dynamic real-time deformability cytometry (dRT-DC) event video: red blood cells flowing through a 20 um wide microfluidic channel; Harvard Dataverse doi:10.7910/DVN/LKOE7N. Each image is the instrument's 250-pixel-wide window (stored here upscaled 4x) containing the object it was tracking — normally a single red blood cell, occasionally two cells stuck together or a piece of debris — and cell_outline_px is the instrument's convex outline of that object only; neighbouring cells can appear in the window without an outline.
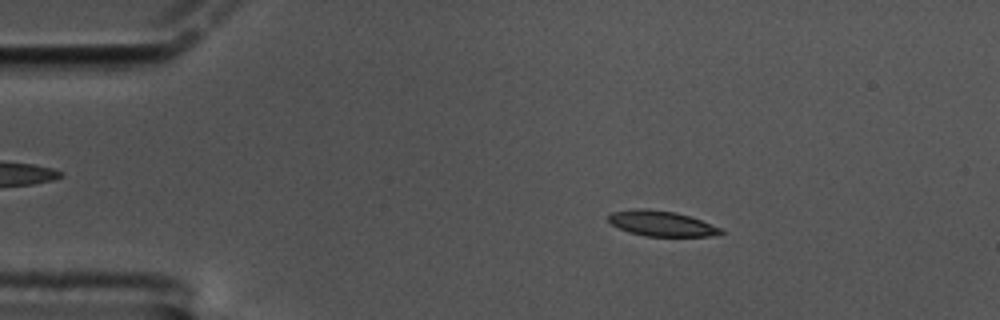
{"species": "common noctule bat (a hibernating species)", "species_latin": "Nyctalus noctula", "temperature_condition": "cold", "stored_images_in_passage": 61, "camera_frame_rate_fps": 3000, "um_per_image_px": 0.085, "animal": {"sex": "male", "body_mass_g": 17.5, "forearm_length_mm": 52.3}, "frame": {"image": 1, "passage_image": 11, "time_ms": 3.333, "image_size_px": [1000, 320], "cell_outline_px": [[724, 232], [712, 236], [644, 236], [628, 232], [612, 224], [608, 220], [608, 216], [612, 212], [640, 208], [644, 208], [676, 212], [724, 228]], "centroid_in_image_um": [56.25, 19.0], "position_along_channel_um": 28.8, "area_um2": 16.53}}
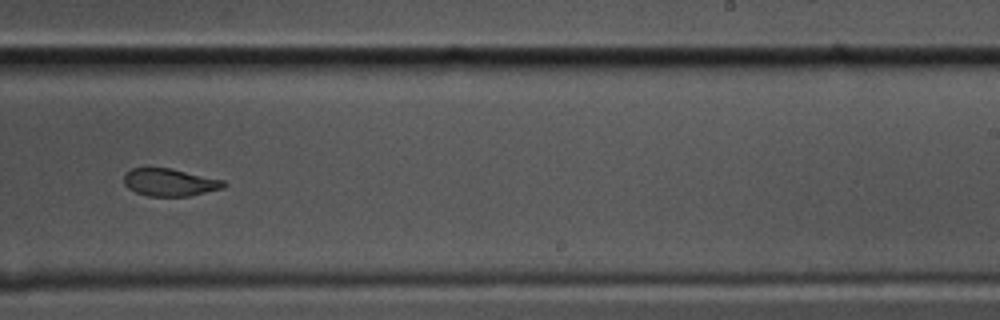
{"frame": {"image": 2, "passage_image": 38, "time_ms": 12.333, "image_size_px": [1000, 320], "cell_outline_px": [[228, 184], [224, 188], [188, 196], [148, 196], [136, 192], [128, 188], [124, 184], [124, 172], [132, 168], [172, 168], [224, 180]], "centroid_in_image_um": [14.44, 15.49], "position_along_channel_um": 274.6, "area_um2": 16.13}}
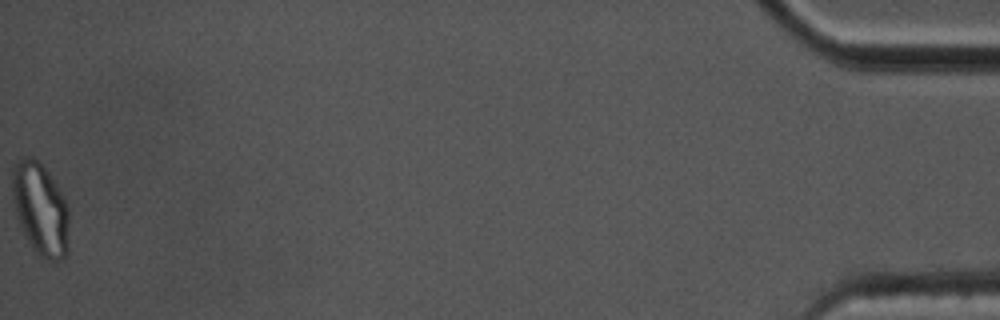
{"frame": {"image": 3, "passage_image": 61, "time_ms": 20.0, "image_size_px": [1000, 320], "cell_outline_px": [[68, 248], [64, 260], [48, 260], [32, 244], [24, 232], [20, 224], [16, 212], [12, 196], [12, 172], [20, 156], [32, 156], [48, 172], [56, 184], [68, 208]], "centroid_in_image_um": [3.44, 17.72], "position_along_channel_um": 431.8, "area_um2": 29.82}, "authors_computed_cell_mechanics": {"area_um2": 17.051, "velocity_mm_per_s": 3.3454, "shape_relaxation_time_tau1_ms": 7.9817, "shape_relaxation_time_tau2_ms": 2.471, "deformation_change_tau1": 0.1921, "deformation_change_tau2": 0.0867}}